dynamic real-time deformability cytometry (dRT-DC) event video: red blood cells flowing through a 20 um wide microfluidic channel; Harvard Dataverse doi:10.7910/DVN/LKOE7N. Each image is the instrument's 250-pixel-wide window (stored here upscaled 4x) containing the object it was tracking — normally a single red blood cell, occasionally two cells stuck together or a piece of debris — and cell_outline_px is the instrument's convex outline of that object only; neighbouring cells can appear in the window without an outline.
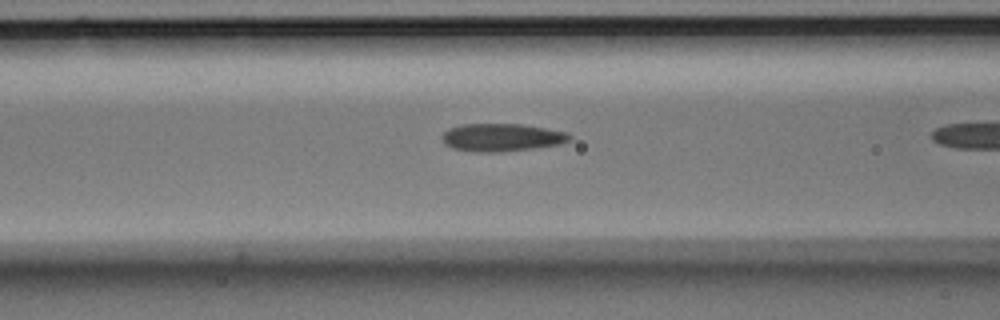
{"species": "Egyptian fruit bat (a non-hibernating species)", "species_latin": "Rousettus aegyptiacus", "temperature_condition": "room temperature", "stored_images_in_passage": 19, "camera_frame_rate_fps": 3000, "um_per_image_px": 0.085, "animal": {"sex": "male"}, "frame": {"image": 1, "passage_image": 18, "time_ms": 5.667, "image_size_px": [1000, 320], "cell_outline_px": [[572, 136], [568, 140], [560, 144], [504, 152], [476, 152], [452, 148], [444, 144], [444, 132], [448, 128], [464, 124], [520, 124], [568, 132]], "centroid_in_image_um": [42.64, 11.68], "position_along_channel_um": 124.0, "area_um2": 20.52}}